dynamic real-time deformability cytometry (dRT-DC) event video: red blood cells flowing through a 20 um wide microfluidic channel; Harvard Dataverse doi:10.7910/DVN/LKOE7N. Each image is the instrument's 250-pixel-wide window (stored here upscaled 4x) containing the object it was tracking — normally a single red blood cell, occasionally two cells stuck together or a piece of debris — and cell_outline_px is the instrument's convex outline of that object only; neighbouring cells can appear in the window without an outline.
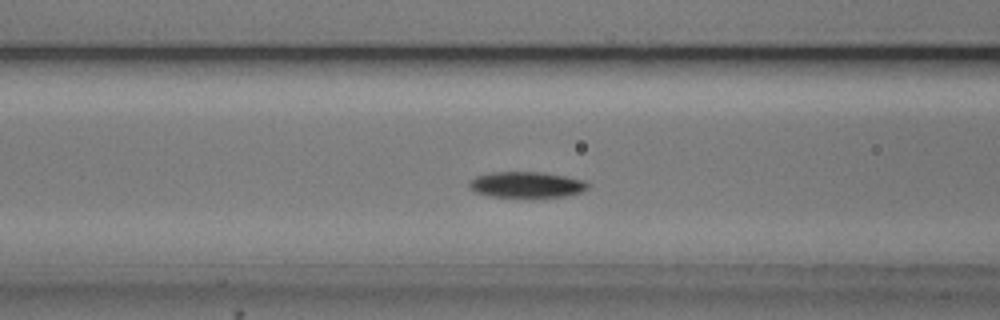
{"species": "common noctule bat (a hibernating species)", "species_latin": "Nyctalus noctula", "temperature_condition": "cold", "stored_images_in_passage": 48, "camera_frame_rate_fps": 3000, "um_per_image_px": 0.085, "animal": {"sex": "male", "body_mass_g": 20.5, "forearm_length_mm": 52.5}, "frame": {"image": 1, "passage_image": 18, "time_ms": 5.667, "image_size_px": [1000, 320], "cell_outline_px": [[588, 188], [580, 192], [564, 196], [492, 196], [476, 192], [468, 184], [468, 180], [476, 176], [492, 172], [544, 172], [584, 180], [588, 184]], "centroid_in_image_um": [44.74, 15.67], "position_along_channel_um": 121.9, "area_um2": 17.51}}
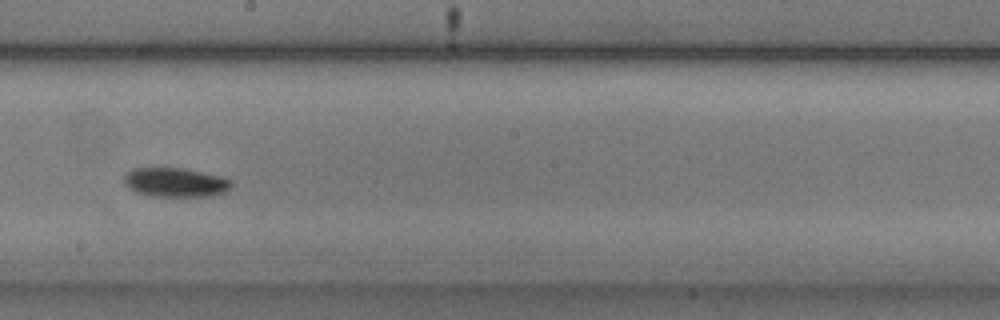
{"frame": {"image": 2, "passage_image": 27, "time_ms": 8.667, "image_size_px": [1000, 320], "cell_outline_px": [[232, 188], [224, 192], [212, 196], [152, 196], [136, 192], [124, 180], [124, 176], [132, 168], [180, 168], [220, 176], [232, 180]], "centroid_in_image_um": [14.96, 15.5], "position_along_channel_um": 233.2, "area_um2": 17.98}}
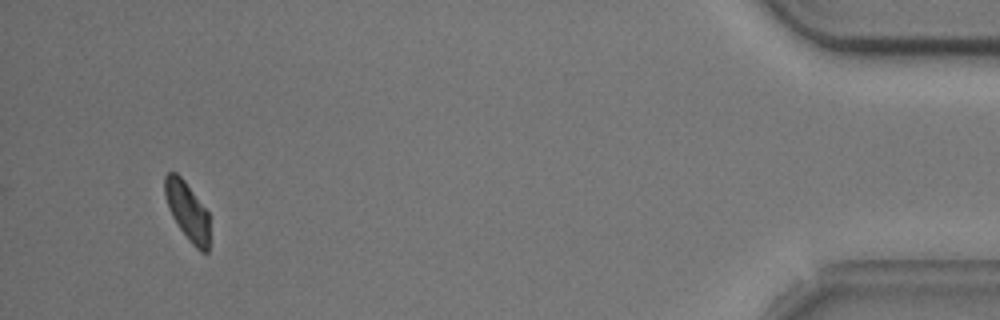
{"frame": {"image": 3, "passage_image": 48, "time_ms": 15.667, "image_size_px": [1000, 320], "cell_outline_px": [[208, 252], [200, 252], [188, 240], [172, 216], [164, 192], [164, 176], [168, 172], [176, 172], [184, 180], [208, 212]], "centroid_in_image_um": [15.91, 17.93], "position_along_channel_um": 419.3, "area_um2": 14.91}, "authors_computed_cell_mechanics": {"area_um2": 17.3689, "velocity_mm_per_s": 3.7155, "shape_relaxation_time_tau1_ms": 6.4254, "shape_relaxation_time_tau2_ms": null, "deformation_change_tau1": 0.1634, "deformation_change_tau2": null}}